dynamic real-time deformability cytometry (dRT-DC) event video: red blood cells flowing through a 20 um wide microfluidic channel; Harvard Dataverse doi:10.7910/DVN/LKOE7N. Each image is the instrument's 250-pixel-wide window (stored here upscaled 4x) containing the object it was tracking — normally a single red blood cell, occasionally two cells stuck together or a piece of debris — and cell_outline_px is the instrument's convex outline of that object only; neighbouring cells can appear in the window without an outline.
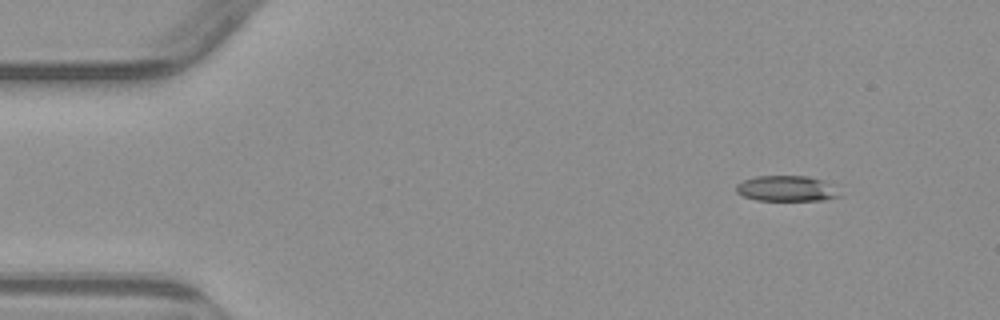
{"species": "common noctule bat (a hibernating species)", "species_latin": "Nyctalus noctula", "temperature_condition": "warm", "stored_images_in_passage": 4, "camera_frame_rate_fps": 3000, "um_per_image_px": 0.085, "animal": {"sex": "male", "body_mass_g": 23.1, "forearm_length_mm": 52.7}, "frame": {"image": 1, "passage_image": 2, "time_ms": 1.333, "image_size_px": [1000, 320], "cell_outline_px": [[844, 196], [824, 200], [756, 200], [744, 196], [736, 192], [736, 184], [744, 180], [756, 176], [808, 176], [824, 180]], "centroid_in_image_um": [66.87, 16.03], "position_along_channel_um": 18.1, "area_um2": 15.43}}